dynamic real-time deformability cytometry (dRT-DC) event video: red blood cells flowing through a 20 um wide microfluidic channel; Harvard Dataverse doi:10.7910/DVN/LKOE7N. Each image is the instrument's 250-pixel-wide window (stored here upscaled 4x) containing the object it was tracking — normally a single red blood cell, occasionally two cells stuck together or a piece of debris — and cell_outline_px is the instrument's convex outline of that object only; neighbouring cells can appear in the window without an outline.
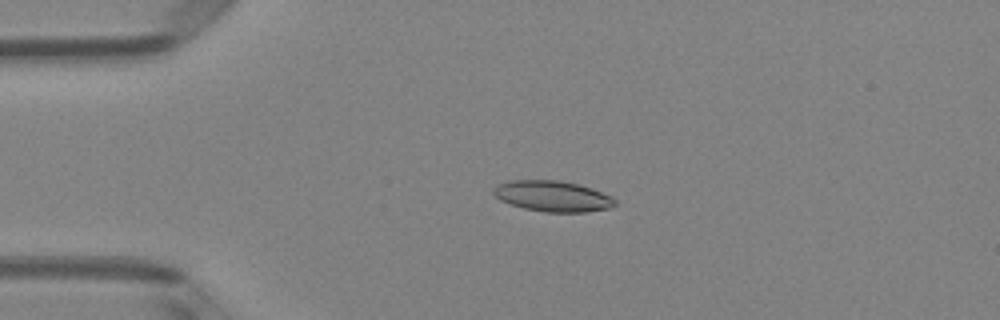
{"species": "Egyptian fruit bat (a non-hibernating species)", "species_latin": "Rousettus aegyptiacus", "temperature_condition": "room temperature", "stored_images_in_passage": 50, "camera_frame_rate_fps": 3000, "um_per_image_px": 0.085, "animal": {"sex": "female"}, "frame": {"image": 1, "passage_image": 11, "time_ms": 3.333, "image_size_px": [1000, 320], "cell_outline_px": [[616, 204], [608, 208], [588, 212], [544, 212], [524, 208], [500, 200], [492, 192], [492, 188], [496, 184], [508, 180], [560, 180], [580, 184], [592, 188], [612, 196], [616, 200]], "centroid_in_image_um": [46.97, 16.66], "position_along_channel_um": 38.0, "area_um2": 22.02}}
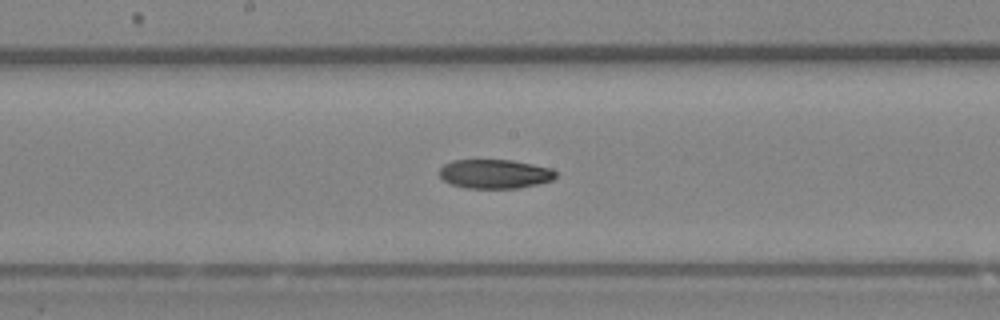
{"frame": {"image": 2, "passage_image": 26, "time_ms": 8.333, "image_size_px": [1000, 320], "cell_outline_px": [[556, 176], [552, 180], [520, 188], [464, 188], [452, 184], [444, 180], [440, 176], [440, 168], [444, 164], [452, 160], [512, 160], [552, 168], [556, 172]], "centroid_in_image_um": [42.06, 14.78], "position_along_channel_um": 206.1, "area_um2": 19.71}}
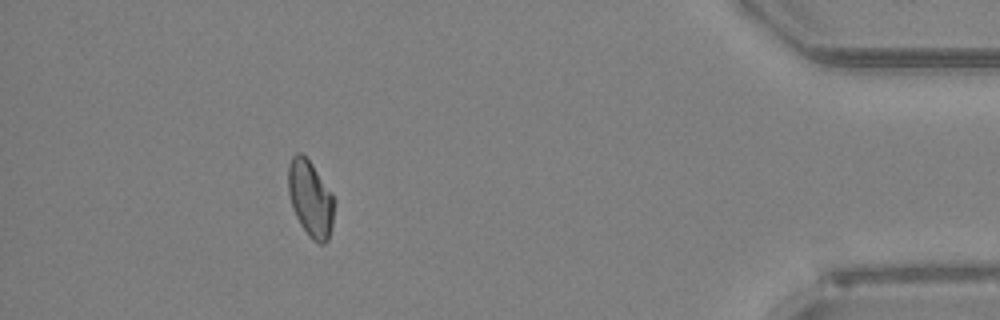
{"frame": {"image": 3, "passage_image": 45, "time_ms": 14.667, "image_size_px": [1000, 320], "cell_outline_px": [[336, 200], [332, 224], [328, 240], [324, 244], [320, 244], [312, 240], [308, 236], [300, 224], [292, 208], [288, 192], [288, 168], [292, 156], [296, 152], [300, 152], [312, 164]], "centroid_in_image_um": [26.39, 16.91], "position_along_channel_um": 408.8, "area_um2": 20.52}}